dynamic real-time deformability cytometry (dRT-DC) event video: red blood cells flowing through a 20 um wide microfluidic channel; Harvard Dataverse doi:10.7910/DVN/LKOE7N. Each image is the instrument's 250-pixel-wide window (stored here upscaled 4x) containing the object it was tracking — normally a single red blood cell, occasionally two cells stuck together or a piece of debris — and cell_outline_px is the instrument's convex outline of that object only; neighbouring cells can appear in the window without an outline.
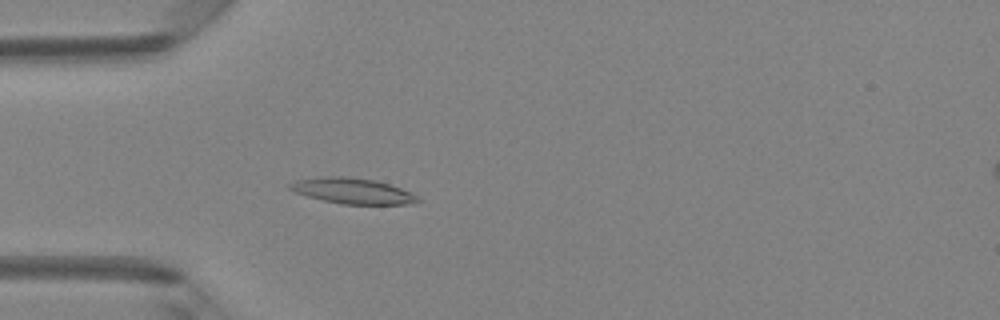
{"species": "Egyptian fruit bat (a non-hibernating species)", "species_latin": "Rousettus aegyptiacus", "temperature_condition": "room temperature", "stored_images_in_passage": 48, "camera_frame_rate_fps": 3000, "um_per_image_px": 0.085, "animal": {"sex": "female"}, "frame": {"image": 1, "passage_image": 14, "time_ms": 4.333, "image_size_px": [1000, 320], "cell_outline_px": [[420, 200], [408, 204], [340, 204], [308, 196], [296, 192], [288, 188], [288, 184], [292, 180], [324, 176], [348, 176], [376, 180], [412, 192]], "centroid_in_image_um": [29.92, 16.21], "position_along_channel_um": 55.1, "area_um2": 19.13}}
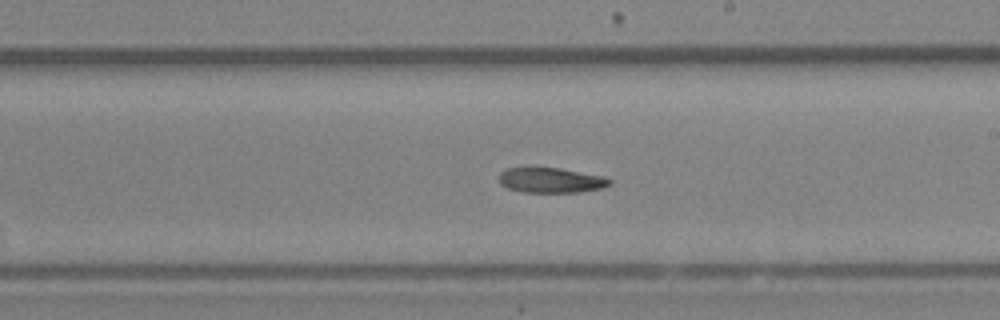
{"frame": {"image": 2, "passage_image": 28, "time_ms": 9.0, "image_size_px": [1000, 320], "cell_outline_px": [[612, 184], [604, 188], [580, 192], [524, 192], [508, 188], [500, 184], [500, 172], [508, 168], [560, 168], [604, 176], [612, 180]], "centroid_in_image_um": [46.89, 15.33], "position_along_channel_um": 242.1, "area_um2": 16.18}}
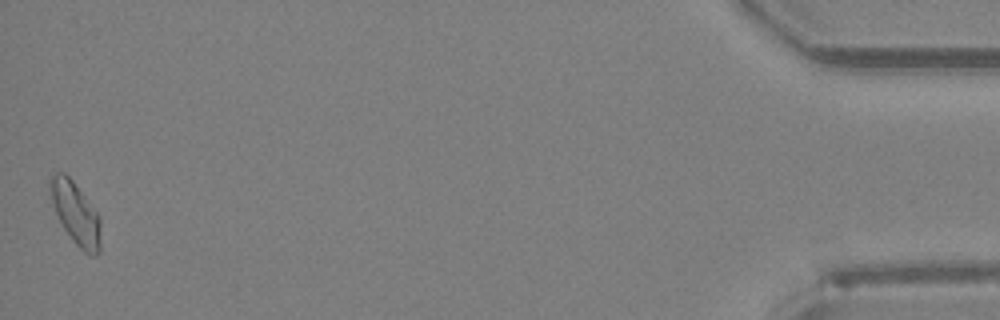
{"frame": {"image": 3, "passage_image": 48, "time_ms": 15.667, "image_size_px": [1000, 320], "cell_outline_px": [[100, 252], [96, 256], [88, 256], [72, 240], [64, 228], [56, 212], [52, 200], [48, 180], [56, 172], [64, 172], [72, 180], [100, 216]], "centroid_in_image_um": [6.45, 18.16], "position_along_channel_um": 428.7, "area_um2": 18.15}, "authors_computed_cell_mechanics": {"area_um2": 17.7446, "velocity_mm_per_s": 4.1858, "shape_relaxation_time_tau1_ms": 9.4973, "shape_relaxation_time_tau2_ms": null, "deformation_change_tau1": 0.1639, "deformation_change_tau2": null}}